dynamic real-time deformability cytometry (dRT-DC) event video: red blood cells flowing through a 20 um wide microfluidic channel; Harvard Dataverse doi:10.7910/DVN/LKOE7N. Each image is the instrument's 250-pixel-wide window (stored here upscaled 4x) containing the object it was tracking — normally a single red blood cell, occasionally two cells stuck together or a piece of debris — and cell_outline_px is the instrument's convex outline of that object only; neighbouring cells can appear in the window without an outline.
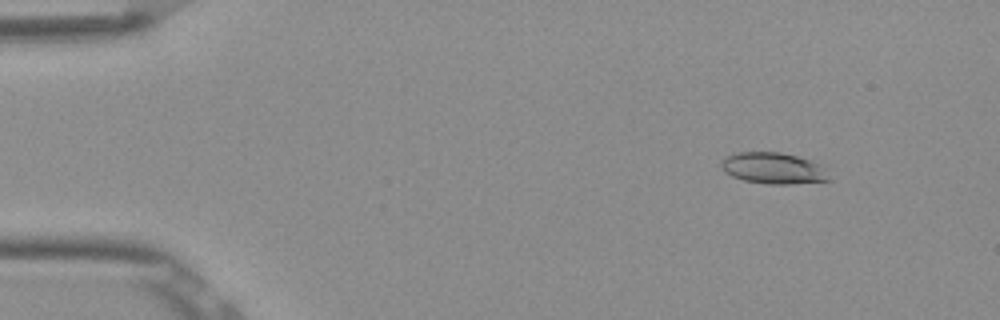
{"species": "Egyptian fruit bat (a non-hibernating species)", "species_latin": "Rousettus aegyptiacus", "temperature_condition": "room temperature", "stored_images_in_passage": 52, "camera_frame_rate_fps": 3000, "um_per_image_px": 0.085, "frame": {"image": 1, "passage_image": 6, "time_ms": 1.667, "image_size_px": [1000, 320], "cell_outline_px": [[832, 180], [788, 184], [768, 184], [744, 180], [732, 176], [724, 172], [720, 164], [720, 160], [728, 156], [740, 152], [780, 152], [828, 164]], "centroid_in_image_um": [65.85, 14.3], "position_along_channel_um": 19.1, "area_um2": 20.17}}
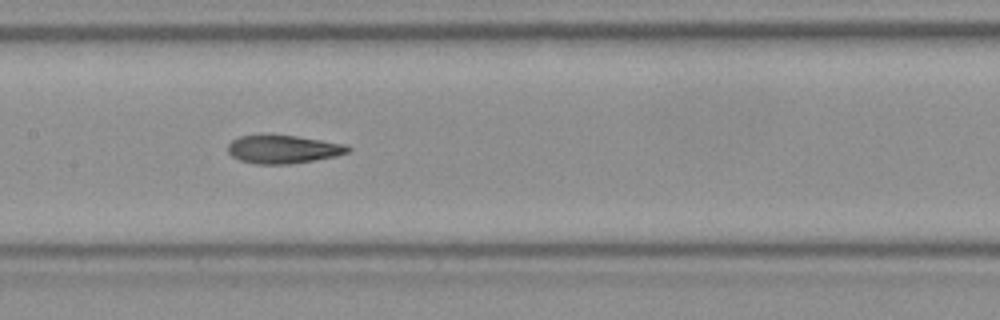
{"frame": {"image": 2, "passage_image": 26, "time_ms": 8.333, "image_size_px": [1000, 320], "cell_outline_px": [[352, 148], [348, 152], [336, 156], [288, 164], [256, 164], [240, 160], [232, 156], [228, 152], [228, 144], [232, 140], [240, 136], [264, 132], [268, 132], [296, 136], [348, 144]], "centroid_in_image_um": [24.04, 12.64], "position_along_channel_um": 183.4, "area_um2": 20.35}}
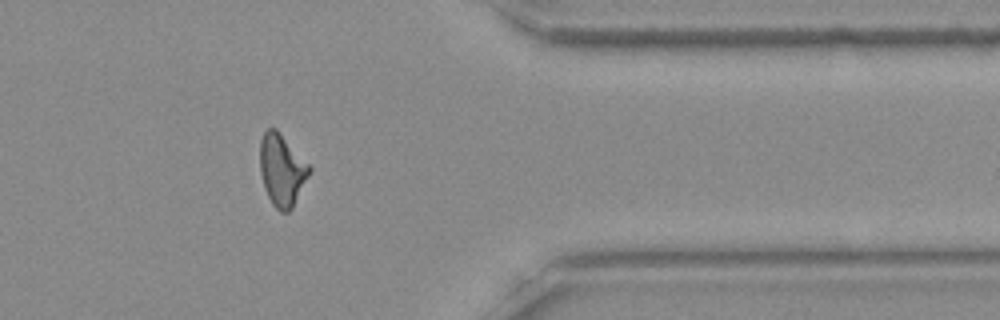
{"frame": {"image": 3, "passage_image": 43, "time_ms": 14.0, "image_size_px": [1000, 320], "cell_outline_px": [[312, 172], [292, 208], [288, 212], [280, 212], [272, 204], [264, 188], [260, 172], [260, 140], [264, 132], [268, 128], [276, 128], [312, 168]], "centroid_in_image_um": [23.97, 14.46], "position_along_channel_um": 387.4, "area_um2": 20.75}, "authors_computed_cell_mechanics": {"area_um2": 20.1144, "velocity_mm_per_s": 3.8828, "shape_relaxation_time_tau1_ms": null, "shape_relaxation_time_tau2_ms": 2.8938, "deformation_change_tau1": null, "deformation_change_tau2": 0.1088}}